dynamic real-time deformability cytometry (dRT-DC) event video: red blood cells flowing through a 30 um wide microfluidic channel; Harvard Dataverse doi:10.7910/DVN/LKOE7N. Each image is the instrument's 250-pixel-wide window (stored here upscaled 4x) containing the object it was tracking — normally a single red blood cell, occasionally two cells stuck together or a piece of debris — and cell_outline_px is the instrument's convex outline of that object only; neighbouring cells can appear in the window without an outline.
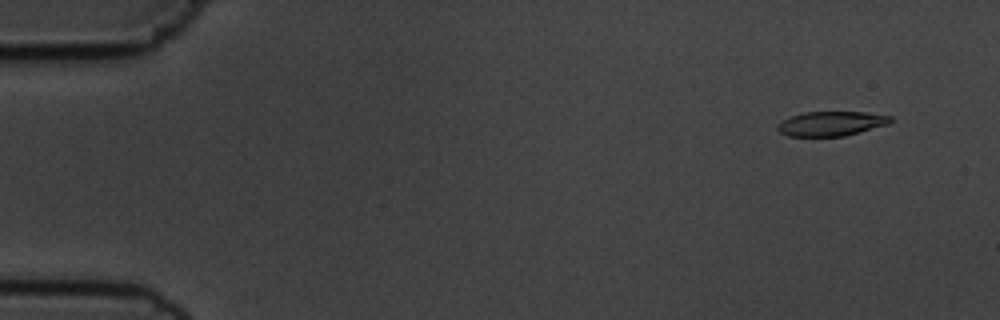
{"species": "common noctule bat (a hibernating species)", "species_latin": "Nyctalus noctula", "temperature_condition": "cold", "stored_images_in_passage": 56, "camera_frame_rate_fps": 3000, "um_per_image_px": 0.085, "animal": {"sex": "male", "body_mass_g": 19.5, "forearm_length_mm": 54.6}, "frame": {"image": 1, "passage_image": 4, "time_ms": 1.0, "image_size_px": [1000, 320], "cell_outline_px": [[892, 120], [888, 124], [860, 132], [844, 136], [788, 136], [780, 132], [776, 128], [784, 120], [792, 116], [804, 112], [864, 112], [892, 116]], "centroid_in_image_um": [70.68, 10.51], "position_along_channel_um": 14.3, "area_um2": 15.95}}
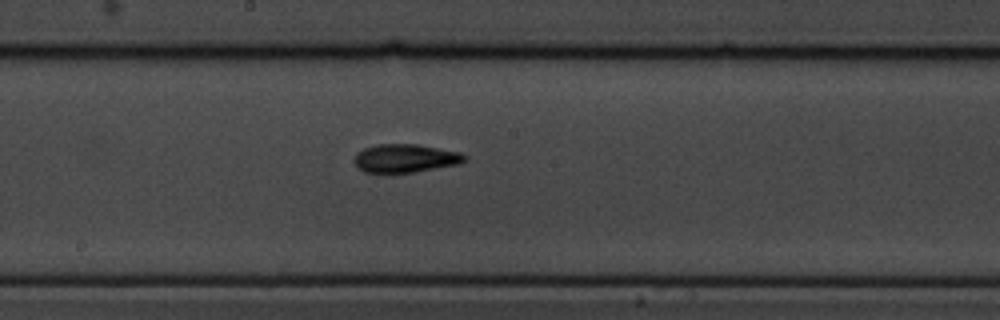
{"frame": {"image": 2, "passage_image": 30, "time_ms": 9.667, "image_size_px": [1000, 320], "cell_outline_px": [[468, 156], [460, 164], [412, 172], [364, 172], [356, 164], [356, 152], [364, 148], [376, 144], [416, 144], [460, 152]], "centroid_in_image_um": [34.48, 13.44], "position_along_channel_um": 213.7, "area_um2": 17.98}}
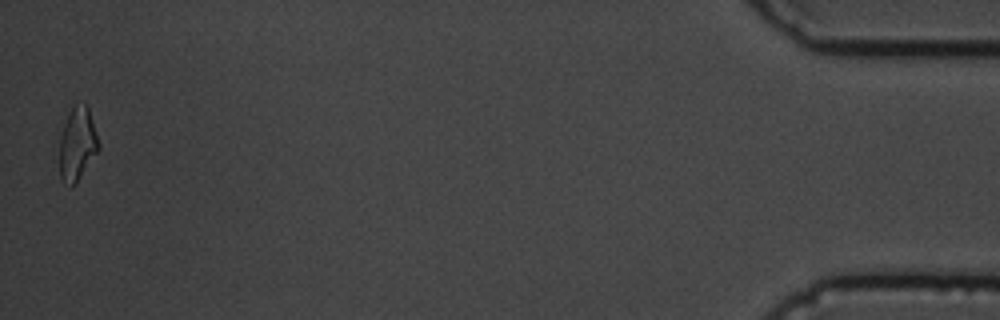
{"frame": {"image": 3, "passage_image": 55, "time_ms": 18.0, "image_size_px": [1000, 320], "cell_outline_px": [[100, 148], [76, 184], [68, 188], [60, 180], [60, 140], [64, 124], [68, 112], [76, 104], [88, 104], [100, 144]], "centroid_in_image_um": [6.58, 12.27], "position_along_channel_um": 428.6, "area_um2": 16.94}, "authors_computed_cell_mechanics": {"area_um2": 17.2244, "velocity_mm_per_s": 3.6333, "shape_relaxation_time_tau1_ms": 3.3926, "shape_relaxation_time_tau2_ms": 10.4609, "deformation_change_tau1": 0.1195, "deformation_change_tau2": 0.2201}}